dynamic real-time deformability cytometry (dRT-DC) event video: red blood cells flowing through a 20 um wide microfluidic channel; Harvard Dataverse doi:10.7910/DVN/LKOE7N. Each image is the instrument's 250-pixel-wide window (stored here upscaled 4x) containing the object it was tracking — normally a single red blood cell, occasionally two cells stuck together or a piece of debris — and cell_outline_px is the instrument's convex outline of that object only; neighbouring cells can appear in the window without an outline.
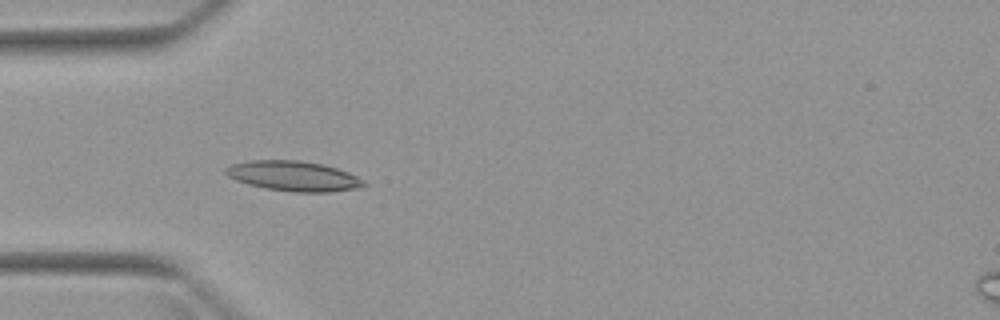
{"species": "Egyptian fruit bat (a non-hibernating species)", "species_latin": "Rousettus aegyptiacus", "temperature_condition": "warm", "stored_images_in_passage": 5, "camera_frame_rate_fps": 3000, "um_per_image_px": 0.085, "animal": {"sex": "female"}, "frame": {"image": 1, "passage_image": 4, "time_ms": 3.667, "image_size_px": [1000, 320], "cell_outline_px": [[368, 184], [360, 188], [332, 192], [292, 192], [268, 188], [248, 184], [236, 180], [228, 176], [224, 172], [224, 168], [232, 164], [252, 160], [300, 160], [324, 164], [348, 172], [364, 180]], "centroid_in_image_um": [24.98, 14.96], "position_along_channel_um": 60.0, "area_um2": 24.28}}
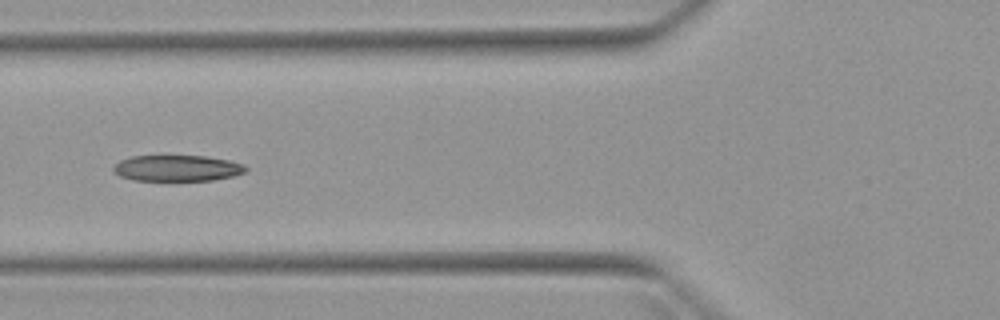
{"frame": {"image": 2, "passage_image": 5, "time_ms": 5.0, "image_size_px": [1000, 320], "cell_outline_px": [[248, 168], [244, 172], [232, 176], [212, 180], [132, 180], [120, 176], [112, 172], [112, 168], [120, 160], [132, 156], [204, 156], [228, 160], [244, 164]], "centroid_in_image_um": [15.03, 14.29], "position_along_channel_um": 110.8, "area_um2": 20.0}}